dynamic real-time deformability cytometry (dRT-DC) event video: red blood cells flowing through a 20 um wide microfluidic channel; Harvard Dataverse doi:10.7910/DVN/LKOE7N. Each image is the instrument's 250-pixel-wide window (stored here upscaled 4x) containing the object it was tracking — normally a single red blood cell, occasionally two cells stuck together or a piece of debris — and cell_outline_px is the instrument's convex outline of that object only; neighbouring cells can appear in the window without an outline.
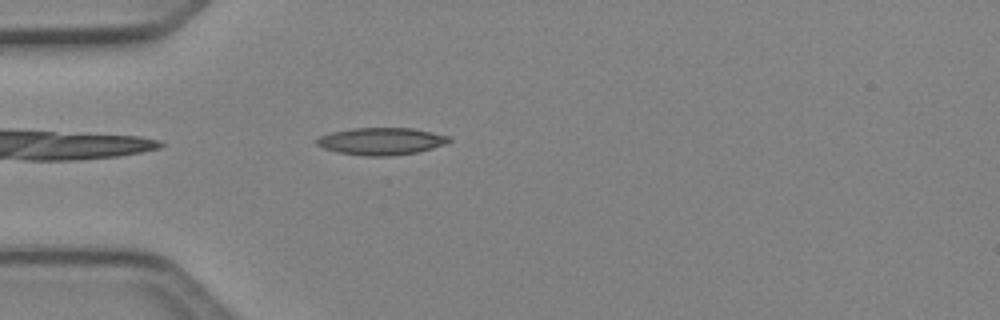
{"species": "Egyptian fruit bat (a non-hibernating species)", "species_latin": "Rousettus aegyptiacus", "temperature_condition": "cold", "stored_images_in_passage": 4, "camera_frame_rate_fps": 3000, "um_per_image_px": 0.085, "animal": {"sex": "female"}, "frame": {"image": 1, "passage_image": 4, "time_ms": 1.0, "image_size_px": [1000, 320], "cell_outline_px": [[452, 140], [448, 144], [416, 152], [388, 156], [364, 156], [340, 152], [324, 148], [316, 144], [316, 140], [320, 136], [332, 132], [352, 128], [412, 128], [432, 132], [448, 136]], "centroid_in_image_um": [32.43, 12.0], "position_along_channel_um": 52.6, "area_um2": 20.87}}